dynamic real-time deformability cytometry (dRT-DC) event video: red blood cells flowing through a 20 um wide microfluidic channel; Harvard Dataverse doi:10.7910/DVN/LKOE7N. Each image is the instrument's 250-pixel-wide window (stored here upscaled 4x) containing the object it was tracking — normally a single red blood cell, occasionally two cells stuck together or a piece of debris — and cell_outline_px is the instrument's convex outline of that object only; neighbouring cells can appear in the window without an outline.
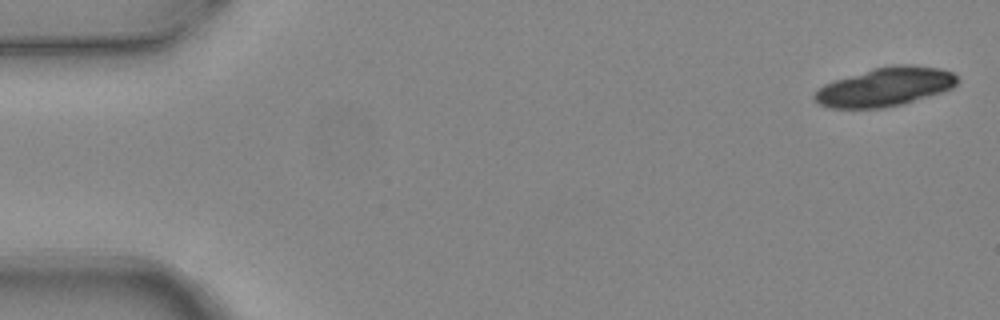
{"species": "common noctule bat (a hibernating species)", "species_latin": "Nyctalus noctula", "temperature_condition": "warm", "stored_images_in_passage": 5, "camera_frame_rate_fps": 3000, "um_per_image_px": 0.085, "animal": {"sex": "female", "body_mass_g": 24.6, "forearm_length_mm": 56.2}, "frame": {"image": 1, "passage_image": 1, "time_ms": 0.0, "image_size_px": [1000, 320], "cell_outline_px": [[960, 80], [952, 88], [940, 92], [900, 104], [880, 108], [828, 108], [816, 104], [812, 96], [824, 84], [832, 80], [872, 68], [896, 64], [912, 64], [940, 68], [952, 72]], "centroid_in_image_um": [75.19, 7.37], "position_along_channel_um": 9.8, "area_um2": 32.37}}